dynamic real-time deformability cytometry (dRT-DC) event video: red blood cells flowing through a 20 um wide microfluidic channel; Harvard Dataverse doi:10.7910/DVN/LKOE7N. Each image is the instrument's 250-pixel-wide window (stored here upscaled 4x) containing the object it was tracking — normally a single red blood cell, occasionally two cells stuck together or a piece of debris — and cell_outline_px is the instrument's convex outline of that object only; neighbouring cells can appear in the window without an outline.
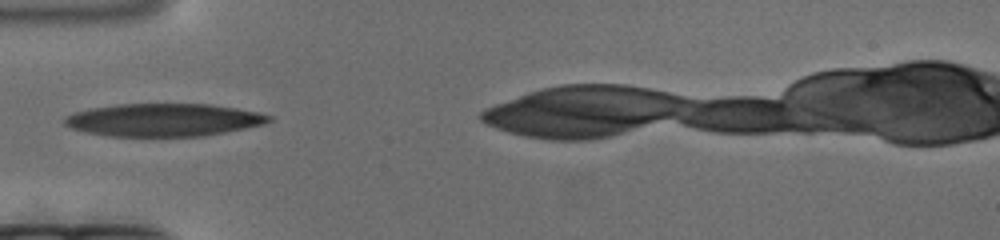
{"species": "human", "species_latin": "Homo sapiens", "temperature_condition": "cold", "stored_images_in_passage": 97, "camera_frame_rate_fps": 3000, "um_per_image_px": 0.085, "donor": {"sex": "female"}, "frame": {"image": 1, "passage_image": 1, "time_ms": 0.0, "image_size_px": [1000, 240], "cell_outline_px": [[272, 120], [264, 124], [224, 132], [200, 136], [108, 136], [88, 132], [72, 128], [64, 124], [64, 116], [76, 112], [92, 108], [116, 104], [208, 104], [236, 108], [256, 112], [272, 116]], "centroid_in_image_um": [13.89, 10.19], "position_along_channel_um": 71.1, "area_um2": 38.73}}
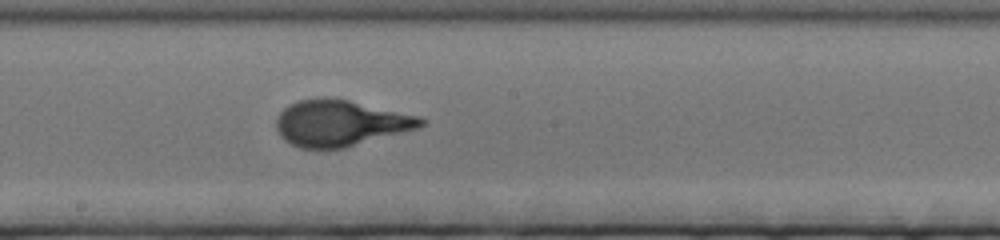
{"frame": {"image": 2, "passage_image": 39, "time_ms": 12.667, "image_size_px": [1000, 240], "cell_outline_px": [[428, 120], [420, 128], [344, 148], [300, 148], [284, 140], [280, 136], [276, 128], [276, 120], [280, 112], [288, 104], [300, 100], [320, 96], [324, 96], [348, 100], [420, 116]], "centroid_in_image_um": [28.93, 10.45], "position_along_channel_um": 219.3, "area_um2": 39.07}}
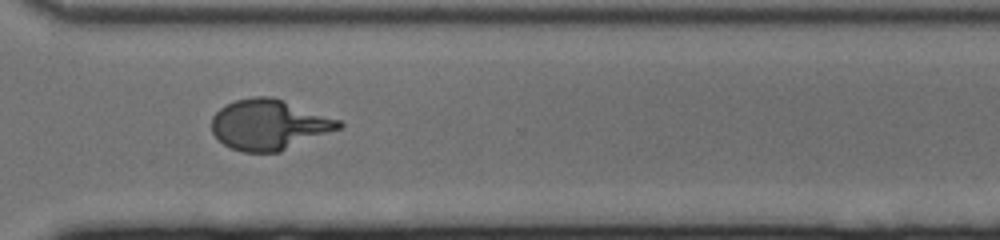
{"frame": {"image": 3, "passage_image": 72, "time_ms": 23.667, "image_size_px": [1000, 240], "cell_outline_px": [[344, 124], [340, 128], [280, 152], [244, 152], [232, 148], [224, 144], [212, 132], [212, 116], [220, 108], [236, 100], [252, 96], [272, 96], [340, 120]], "centroid_in_image_um": [22.86, 10.59], "position_along_channel_um": 347.7, "area_um2": 36.99}}